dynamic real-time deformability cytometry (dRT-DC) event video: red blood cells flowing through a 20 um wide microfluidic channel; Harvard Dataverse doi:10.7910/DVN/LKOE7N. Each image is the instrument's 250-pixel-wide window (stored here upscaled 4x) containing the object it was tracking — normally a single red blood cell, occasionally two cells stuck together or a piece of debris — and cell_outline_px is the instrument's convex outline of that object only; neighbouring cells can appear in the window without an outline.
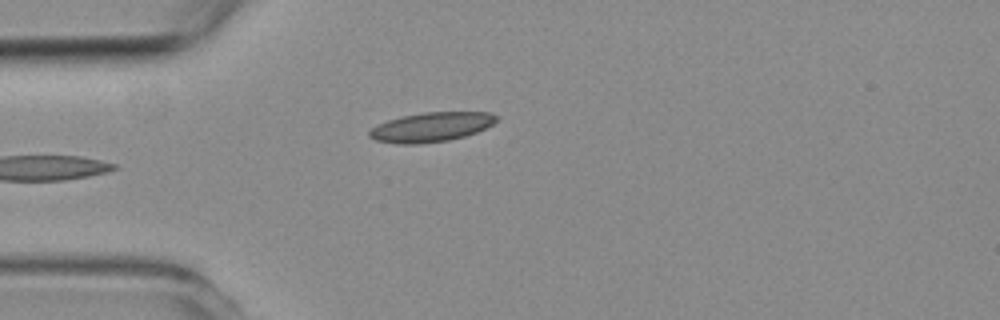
{"species": "common noctule bat (a hibernating species)", "species_latin": "Nyctalus noctula", "temperature_condition": "room temperature", "stored_images_in_passage": 7, "camera_frame_rate_fps": 3000, "um_per_image_px": 0.085, "animal": {"sex": "female", "body_mass_g": 19.3, "forearm_length_mm": 54.1}, "frame": {"image": 1, "passage_image": 6, "time_ms": 5.667, "image_size_px": [1000, 320], "cell_outline_px": [[500, 116], [492, 124], [476, 132], [464, 136], [448, 140], [420, 144], [396, 144], [376, 140], [368, 136], [368, 132], [372, 128], [388, 120], [404, 116], [424, 112], [488, 112]], "centroid_in_image_um": [36.65, 10.8], "position_along_channel_um": 48.3, "area_um2": 21.62}}